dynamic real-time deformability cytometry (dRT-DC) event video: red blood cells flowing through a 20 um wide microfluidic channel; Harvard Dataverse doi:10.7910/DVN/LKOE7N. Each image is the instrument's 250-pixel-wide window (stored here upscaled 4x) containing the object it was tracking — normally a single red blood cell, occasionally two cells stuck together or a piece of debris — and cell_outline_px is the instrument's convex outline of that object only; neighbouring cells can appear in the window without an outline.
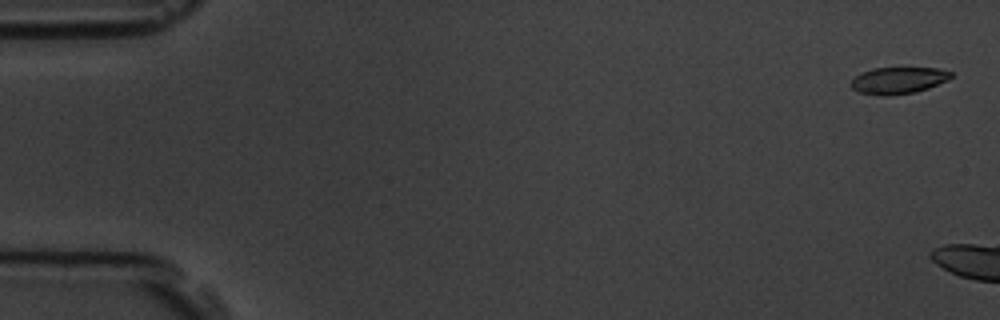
{"species": "common noctule bat (a hibernating species)", "species_latin": "Nyctalus noctula", "temperature_condition": "room temperature", "stored_images_in_passage": 7, "camera_frame_rate_fps": 3000, "um_per_image_px": 0.085, "animal": {"sex": "male", "body_mass_g": 19.5, "forearm_length_mm": 54.6}, "frame": {"image": 1, "passage_image": 1, "time_ms": 0.0, "image_size_px": [1000, 320], "cell_outline_px": [[952, 76], [948, 80], [928, 88], [916, 92], [860, 92], [852, 88], [852, 80], [860, 72], [872, 68], [940, 68], [952, 72]], "centroid_in_image_um": [76.43, 6.76], "position_along_channel_um": 8.6, "area_um2": 14.68}}
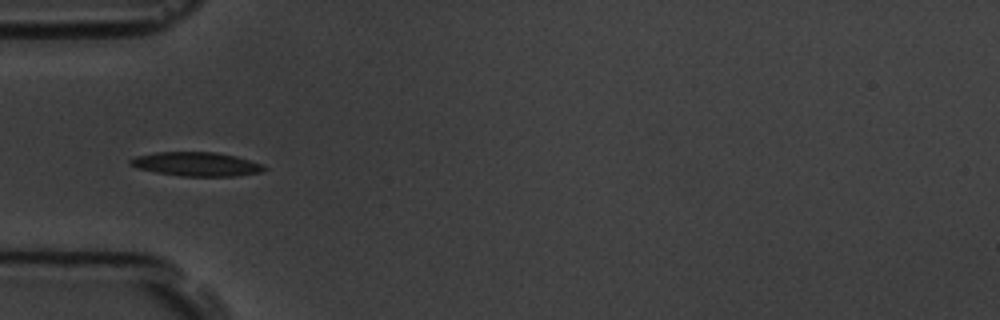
{"frame": {"image": 2, "passage_image": 7, "time_ms": 8.667, "image_size_px": [1000, 320], "cell_outline_px": [[268, 168], [260, 172], [232, 176], [180, 176], [156, 172], [136, 168], [128, 164], [128, 160], [136, 156], [156, 152], [216, 152], [236, 156], [264, 164]], "centroid_in_image_um": [16.68, 13.94], "position_along_channel_um": 68.3, "area_um2": 18.79}}